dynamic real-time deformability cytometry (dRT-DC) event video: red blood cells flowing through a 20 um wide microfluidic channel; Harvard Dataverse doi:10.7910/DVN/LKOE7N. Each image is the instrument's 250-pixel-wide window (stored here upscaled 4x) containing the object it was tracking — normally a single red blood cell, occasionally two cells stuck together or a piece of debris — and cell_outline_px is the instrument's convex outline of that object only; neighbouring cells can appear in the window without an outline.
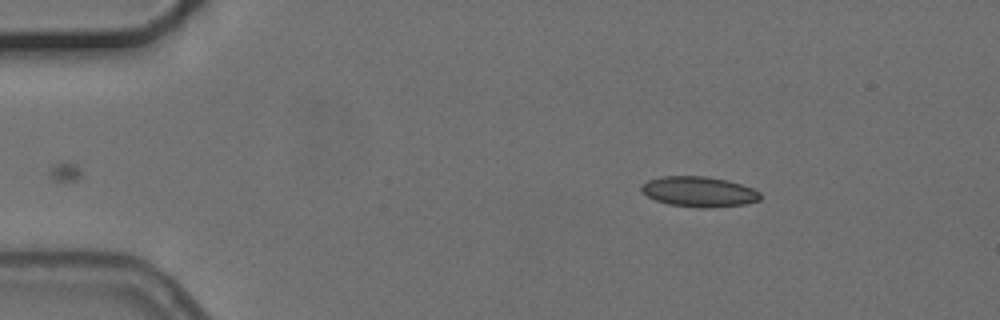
{"species": "common noctule bat (a hibernating species)", "species_latin": "Nyctalus noctula", "temperature_condition": "cold", "stored_images_in_passage": 5, "camera_frame_rate_fps": 3000, "um_per_image_px": 0.085, "animal": {"sex": "female", "body_mass_g": 24.6, "forearm_length_mm": 56.2}, "frame": {"image": 1, "passage_image": 5, "time_ms": 4.667, "image_size_px": [1000, 320], "cell_outline_px": [[760, 200], [748, 204], [712, 208], [700, 208], [668, 204], [656, 200], [648, 196], [640, 188], [640, 184], [648, 180], [664, 176], [708, 176], [728, 180], [752, 188], [760, 192]], "centroid_in_image_um": [59.43, 16.3], "position_along_channel_um": 25.6, "area_um2": 21.15}}